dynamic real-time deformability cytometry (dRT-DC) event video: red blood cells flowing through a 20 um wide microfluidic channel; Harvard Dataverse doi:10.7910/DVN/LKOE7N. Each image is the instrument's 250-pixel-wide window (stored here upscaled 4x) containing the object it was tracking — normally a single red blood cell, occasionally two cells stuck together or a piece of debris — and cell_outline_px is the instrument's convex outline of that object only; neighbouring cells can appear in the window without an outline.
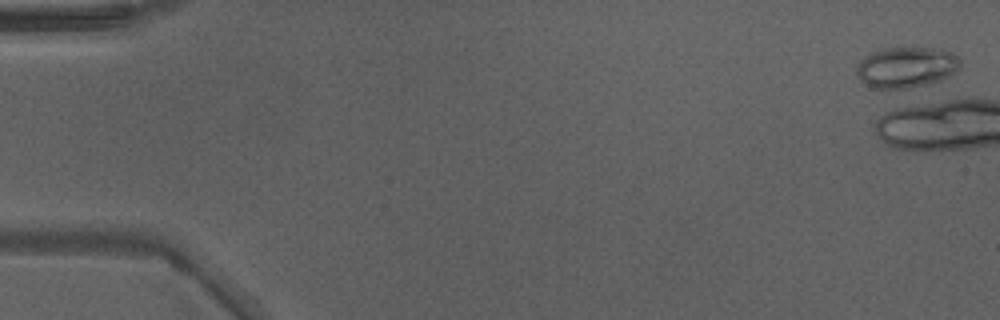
{"species": "Egyptian fruit bat (a non-hibernating species)", "species_latin": "Rousettus aegyptiacus", "temperature_condition": "warm", "stored_images_in_passage": 1, "camera_frame_rate_fps": 3000, "um_per_image_px": 0.085, "animal": {"sex": "male"}, "frame": {"image": 1, "passage_image": 1, "time_ms": 0.0, "image_size_px": [1000, 320], "cell_outline_px": [[960, 68], [956, 72], [940, 80], [928, 84], [900, 92], [896, 92], [872, 88], [860, 80], [856, 76], [856, 64], [864, 56], [872, 52], [884, 48], [932, 48], [952, 52], [960, 60]], "centroid_in_image_um": [76.98, 5.77], "position_along_channel_um": 8.0, "area_um2": 25.49}}